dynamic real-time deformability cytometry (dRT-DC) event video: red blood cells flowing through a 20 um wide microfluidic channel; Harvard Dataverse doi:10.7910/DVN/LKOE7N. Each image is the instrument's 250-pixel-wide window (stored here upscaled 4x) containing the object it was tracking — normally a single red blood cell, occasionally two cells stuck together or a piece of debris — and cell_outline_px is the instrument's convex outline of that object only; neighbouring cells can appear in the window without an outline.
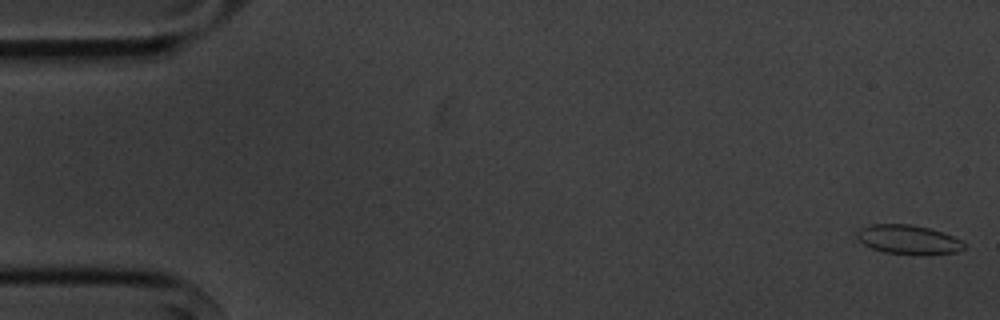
{"species": "common noctule bat (a hibernating species)", "species_latin": "Nyctalus noctula", "temperature_condition": "cold", "stored_images_in_passage": 6, "camera_frame_rate_fps": 3000, "um_per_image_px": 0.085, "animal": {"sex": "male", "body_mass_g": 20.1, "forearm_length_mm": 53.5}, "frame": {"image": 1, "passage_image": 1, "time_ms": 0.0, "image_size_px": [1000, 320], "cell_outline_px": [[964, 248], [956, 252], [920, 256], [916, 256], [884, 252], [872, 248], [864, 244], [856, 236], [856, 232], [860, 228], [872, 224], [912, 224], [928, 228], [952, 236], [960, 240], [964, 244]], "centroid_in_image_um": [77.19, 20.38], "position_along_channel_um": 7.8, "area_um2": 18.32}}